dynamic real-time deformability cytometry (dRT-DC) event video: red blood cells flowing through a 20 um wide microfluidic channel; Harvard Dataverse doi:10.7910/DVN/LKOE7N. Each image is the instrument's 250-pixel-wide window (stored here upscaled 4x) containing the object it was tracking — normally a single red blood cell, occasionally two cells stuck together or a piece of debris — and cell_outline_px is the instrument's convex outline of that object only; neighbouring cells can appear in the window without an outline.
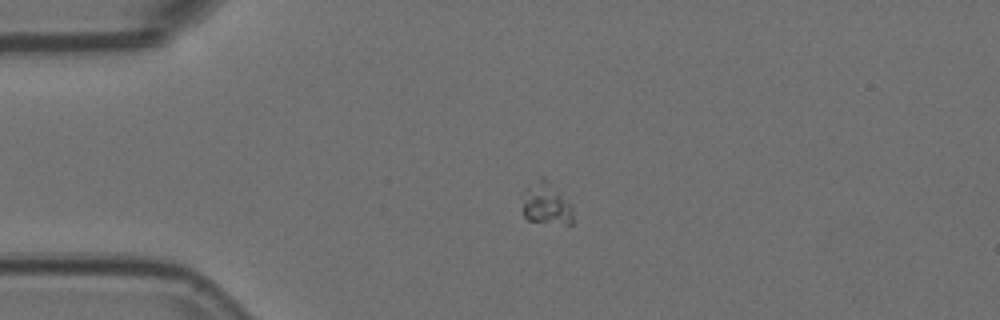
{"species": "Egyptian fruit bat (a non-hibernating species)", "species_latin": "Rousettus aegyptiacus", "temperature_condition": "room temperature", "stored_images_in_passage": 45, "camera_frame_rate_fps": 3000, "um_per_image_px": 0.085, "animal": {"sex": "female"}, "frame": {"image": 1, "passage_image": 1, "time_ms": 0.0, "image_size_px": [1000, 320], "cell_outline_px": [[572, 224], [564, 224], [528, 220], [524, 216], [524, 204], [528, 188], [540, 176], [544, 176], [572, 204]], "centroid_in_image_um": [46.49, 17.31], "position_along_channel_um": 38.5, "area_um2": 12.02}}
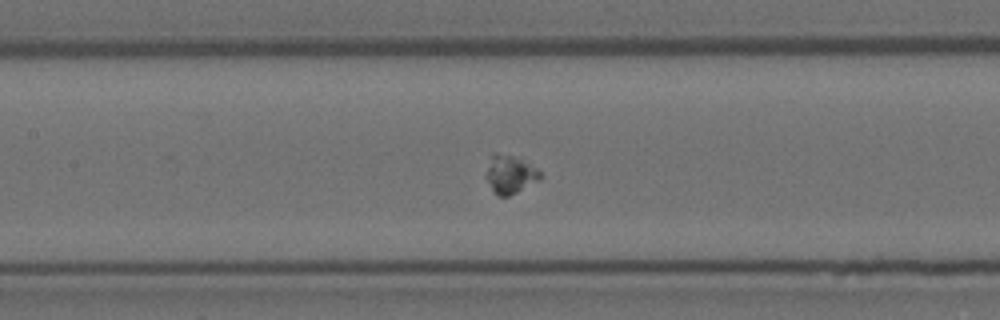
{"frame": {"image": 2, "passage_image": 14, "time_ms": 4.333, "image_size_px": [1000, 320], "cell_outline_px": [[540, 180], [508, 196], [500, 196], [492, 188], [484, 176], [492, 152], [496, 152], [520, 160], [536, 168], [540, 172]], "centroid_in_image_um": [43.32, 14.82], "position_along_channel_um": 164.1, "area_um2": 11.62}}
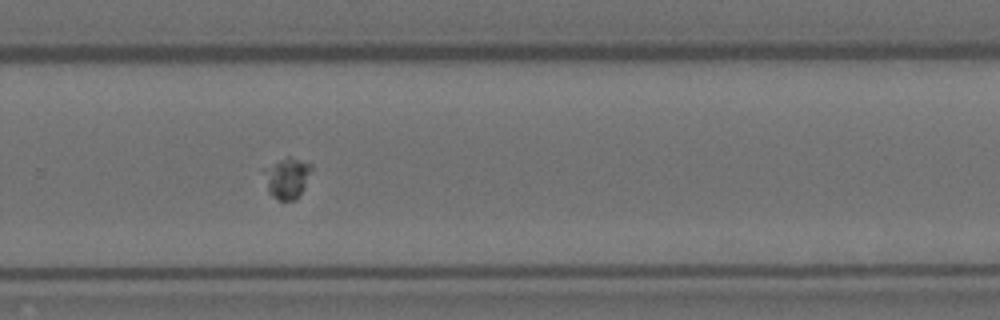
{"frame": {"image": 3, "passage_image": 26, "time_ms": 8.333, "image_size_px": [1000, 320], "cell_outline_px": [[312, 168], [304, 188], [296, 200], [276, 200], [268, 192], [264, 168], [288, 156], [312, 164]], "centroid_in_image_um": [24.42, 15.15], "position_along_channel_um": 305.4, "area_um2": 11.1}}